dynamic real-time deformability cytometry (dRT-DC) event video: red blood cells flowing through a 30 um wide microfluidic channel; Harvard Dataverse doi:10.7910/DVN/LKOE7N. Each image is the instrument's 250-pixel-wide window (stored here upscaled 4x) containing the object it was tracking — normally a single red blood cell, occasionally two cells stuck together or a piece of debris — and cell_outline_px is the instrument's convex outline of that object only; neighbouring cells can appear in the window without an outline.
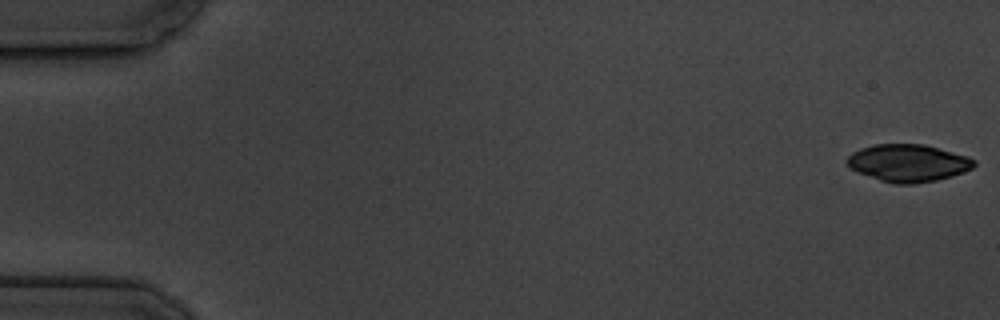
{"species": "common noctule bat (a hibernating species)", "species_latin": "Nyctalus noctula", "temperature_condition": "cold", "stored_images_in_passage": 6, "camera_frame_rate_fps": 3000, "um_per_image_px": 0.085, "animal": {"sex": "male", "body_mass_g": 19.5, "forearm_length_mm": 54.6}, "frame": {"image": 1, "passage_image": 1, "time_ms": 0.0, "image_size_px": [1000, 320], "cell_outline_px": [[976, 164], [972, 168], [964, 172], [952, 176], [936, 180], [912, 184], [896, 184], [880, 180], [860, 172], [852, 168], [844, 160], [852, 152], [860, 148], [876, 144], [924, 144], [968, 156], [976, 160]], "centroid_in_image_um": [77.22, 13.84], "position_along_channel_um": 7.8, "area_um2": 27.57}}
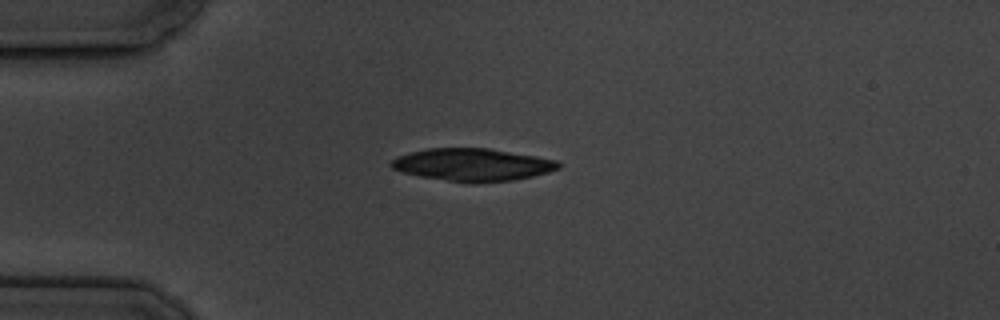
{"frame": {"image": 2, "passage_image": 5, "time_ms": 4.667, "image_size_px": [1000, 320], "cell_outline_px": [[560, 168], [548, 172], [532, 176], [512, 180], [476, 184], [468, 184], [420, 176], [404, 172], [392, 168], [388, 164], [396, 156], [428, 148], [488, 148], [536, 156], [556, 160], [560, 164]], "centroid_in_image_um": [40.15, 14.01], "position_along_channel_um": 44.9, "area_um2": 31.85}}